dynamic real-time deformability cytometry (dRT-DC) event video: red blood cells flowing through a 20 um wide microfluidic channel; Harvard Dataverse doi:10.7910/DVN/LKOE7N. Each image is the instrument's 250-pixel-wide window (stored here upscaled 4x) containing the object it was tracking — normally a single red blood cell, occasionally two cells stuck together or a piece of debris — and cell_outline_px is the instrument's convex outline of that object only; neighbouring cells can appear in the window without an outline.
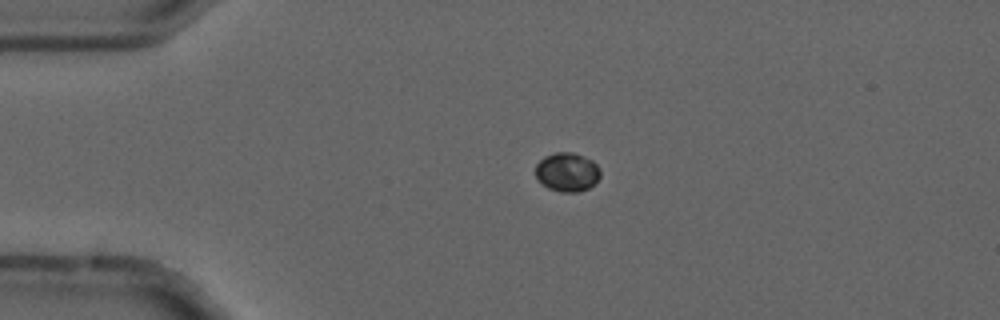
{"species": "common noctule bat (a hibernating species)", "species_latin": "Nyctalus noctula", "temperature_condition": "cold", "stored_images_in_passage": 4, "camera_frame_rate_fps": 3000, "um_per_image_px": 0.085, "animal": {"sex": "male", "forearm_length_mm": 52.5}, "frame": {"image": 1, "passage_image": 3, "time_ms": 0.667, "image_size_px": [1000, 320], "cell_outline_px": [[600, 176], [588, 188], [580, 192], [560, 192], [548, 188], [536, 180], [536, 164], [544, 156], [556, 152], [572, 152], [584, 156], [592, 160], [600, 168]], "centroid_in_image_um": [48.19, 14.62], "position_along_channel_um": 36.8, "area_um2": 14.8}}